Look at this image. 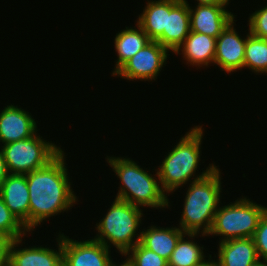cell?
<instances>
[{"label":"cell","instance_id":"cell-1","mask_svg":"<svg viewBox=\"0 0 267 266\" xmlns=\"http://www.w3.org/2000/svg\"><path fill=\"white\" fill-rule=\"evenodd\" d=\"M65 154L62 150L46 166L26 174L30 198L29 233L79 202L71 186Z\"/></svg>","mask_w":267,"mask_h":266},{"label":"cell","instance_id":"cell-2","mask_svg":"<svg viewBox=\"0 0 267 266\" xmlns=\"http://www.w3.org/2000/svg\"><path fill=\"white\" fill-rule=\"evenodd\" d=\"M203 131L204 128L202 129L201 125H194L184 136H181L179 142L160 162L157 168L159 181L162 190L168 193V196L169 193H174L178 188L184 187V184L208 176L217 167L215 163H211L202 173L196 174V170L201 165L199 163H201Z\"/></svg>","mask_w":267,"mask_h":266},{"label":"cell","instance_id":"cell-3","mask_svg":"<svg viewBox=\"0 0 267 266\" xmlns=\"http://www.w3.org/2000/svg\"><path fill=\"white\" fill-rule=\"evenodd\" d=\"M105 159L121 183L115 198L142 209L170 208L168 194L161 188L157 169L152 175L149 169H143L130 158L107 156Z\"/></svg>","mask_w":267,"mask_h":266},{"label":"cell","instance_id":"cell-4","mask_svg":"<svg viewBox=\"0 0 267 266\" xmlns=\"http://www.w3.org/2000/svg\"><path fill=\"white\" fill-rule=\"evenodd\" d=\"M218 167L208 176L189 183L178 225L185 233L201 232L202 237H207L211 231L222 197V173Z\"/></svg>","mask_w":267,"mask_h":266},{"label":"cell","instance_id":"cell-5","mask_svg":"<svg viewBox=\"0 0 267 266\" xmlns=\"http://www.w3.org/2000/svg\"><path fill=\"white\" fill-rule=\"evenodd\" d=\"M144 215L143 209L115 198L104 217L96 222L97 234L92 239L101 242L108 249L114 246L117 253L124 256L140 242L141 230L138 228Z\"/></svg>","mask_w":267,"mask_h":266},{"label":"cell","instance_id":"cell-6","mask_svg":"<svg viewBox=\"0 0 267 266\" xmlns=\"http://www.w3.org/2000/svg\"><path fill=\"white\" fill-rule=\"evenodd\" d=\"M266 209L267 206L253 202L245 196L219 206L207 236H221L219 243L231 239L252 238Z\"/></svg>","mask_w":267,"mask_h":266},{"label":"cell","instance_id":"cell-7","mask_svg":"<svg viewBox=\"0 0 267 266\" xmlns=\"http://www.w3.org/2000/svg\"><path fill=\"white\" fill-rule=\"evenodd\" d=\"M9 174L26 175L46 166L61 151L55 142L46 141L38 132L26 139L0 146Z\"/></svg>","mask_w":267,"mask_h":266},{"label":"cell","instance_id":"cell-8","mask_svg":"<svg viewBox=\"0 0 267 266\" xmlns=\"http://www.w3.org/2000/svg\"><path fill=\"white\" fill-rule=\"evenodd\" d=\"M169 51L157 41H150L129 59L113 77L129 81H155L167 64Z\"/></svg>","mask_w":267,"mask_h":266},{"label":"cell","instance_id":"cell-9","mask_svg":"<svg viewBox=\"0 0 267 266\" xmlns=\"http://www.w3.org/2000/svg\"><path fill=\"white\" fill-rule=\"evenodd\" d=\"M63 266H116L111 249L93 239L74 240L62 233Z\"/></svg>","mask_w":267,"mask_h":266},{"label":"cell","instance_id":"cell-10","mask_svg":"<svg viewBox=\"0 0 267 266\" xmlns=\"http://www.w3.org/2000/svg\"><path fill=\"white\" fill-rule=\"evenodd\" d=\"M58 234L57 250L42 245L21 248L22 243L25 244L22 238L12 240L5 266H63L62 233Z\"/></svg>","mask_w":267,"mask_h":266},{"label":"cell","instance_id":"cell-11","mask_svg":"<svg viewBox=\"0 0 267 266\" xmlns=\"http://www.w3.org/2000/svg\"><path fill=\"white\" fill-rule=\"evenodd\" d=\"M234 21L237 20L233 19L216 38L214 65L228 74L243 69L245 45L250 35L249 29L245 37L239 35Z\"/></svg>","mask_w":267,"mask_h":266},{"label":"cell","instance_id":"cell-12","mask_svg":"<svg viewBox=\"0 0 267 266\" xmlns=\"http://www.w3.org/2000/svg\"><path fill=\"white\" fill-rule=\"evenodd\" d=\"M189 2L187 0H167L166 29L155 40L168 51H175L190 33Z\"/></svg>","mask_w":267,"mask_h":266},{"label":"cell","instance_id":"cell-13","mask_svg":"<svg viewBox=\"0 0 267 266\" xmlns=\"http://www.w3.org/2000/svg\"><path fill=\"white\" fill-rule=\"evenodd\" d=\"M228 5H189L191 31L217 38L237 16L226 9Z\"/></svg>","mask_w":267,"mask_h":266},{"label":"cell","instance_id":"cell-14","mask_svg":"<svg viewBox=\"0 0 267 266\" xmlns=\"http://www.w3.org/2000/svg\"><path fill=\"white\" fill-rule=\"evenodd\" d=\"M0 112V145L30 138L38 132V121L18 105H7Z\"/></svg>","mask_w":267,"mask_h":266},{"label":"cell","instance_id":"cell-15","mask_svg":"<svg viewBox=\"0 0 267 266\" xmlns=\"http://www.w3.org/2000/svg\"><path fill=\"white\" fill-rule=\"evenodd\" d=\"M0 195L9 210L29 231V189L26 175L9 174L0 187Z\"/></svg>","mask_w":267,"mask_h":266},{"label":"cell","instance_id":"cell-16","mask_svg":"<svg viewBox=\"0 0 267 266\" xmlns=\"http://www.w3.org/2000/svg\"><path fill=\"white\" fill-rule=\"evenodd\" d=\"M215 51L216 38L190 31L174 54L182 55V60H185L186 64L200 69V67L208 68L210 64H214Z\"/></svg>","mask_w":267,"mask_h":266},{"label":"cell","instance_id":"cell-17","mask_svg":"<svg viewBox=\"0 0 267 266\" xmlns=\"http://www.w3.org/2000/svg\"><path fill=\"white\" fill-rule=\"evenodd\" d=\"M218 245V266H251L259 260L253 238L231 239Z\"/></svg>","mask_w":267,"mask_h":266},{"label":"cell","instance_id":"cell-18","mask_svg":"<svg viewBox=\"0 0 267 266\" xmlns=\"http://www.w3.org/2000/svg\"><path fill=\"white\" fill-rule=\"evenodd\" d=\"M184 234L186 233L179 226L162 228L151 224L147 229H142L140 243L168 261Z\"/></svg>","mask_w":267,"mask_h":266},{"label":"cell","instance_id":"cell-19","mask_svg":"<svg viewBox=\"0 0 267 266\" xmlns=\"http://www.w3.org/2000/svg\"><path fill=\"white\" fill-rule=\"evenodd\" d=\"M135 25L134 27L125 26V29L118 31L114 37L117 60L111 76L151 41L142 28L137 23Z\"/></svg>","mask_w":267,"mask_h":266},{"label":"cell","instance_id":"cell-20","mask_svg":"<svg viewBox=\"0 0 267 266\" xmlns=\"http://www.w3.org/2000/svg\"><path fill=\"white\" fill-rule=\"evenodd\" d=\"M135 22L150 40L155 41L166 29L167 0H147L146 6Z\"/></svg>","mask_w":267,"mask_h":266},{"label":"cell","instance_id":"cell-21","mask_svg":"<svg viewBox=\"0 0 267 266\" xmlns=\"http://www.w3.org/2000/svg\"><path fill=\"white\" fill-rule=\"evenodd\" d=\"M200 234H184L177 242L176 248L168 260V266H199L203 264L206 261L205 258L208 257L204 255V245L200 246L196 241H193L201 236Z\"/></svg>","mask_w":267,"mask_h":266},{"label":"cell","instance_id":"cell-22","mask_svg":"<svg viewBox=\"0 0 267 266\" xmlns=\"http://www.w3.org/2000/svg\"><path fill=\"white\" fill-rule=\"evenodd\" d=\"M243 68L251 70L256 75H267V39L251 34L247 37Z\"/></svg>","mask_w":267,"mask_h":266},{"label":"cell","instance_id":"cell-23","mask_svg":"<svg viewBox=\"0 0 267 266\" xmlns=\"http://www.w3.org/2000/svg\"><path fill=\"white\" fill-rule=\"evenodd\" d=\"M123 262L126 266H168V261L154 251L144 247L140 242L130 249Z\"/></svg>","mask_w":267,"mask_h":266},{"label":"cell","instance_id":"cell-24","mask_svg":"<svg viewBox=\"0 0 267 266\" xmlns=\"http://www.w3.org/2000/svg\"><path fill=\"white\" fill-rule=\"evenodd\" d=\"M0 231L7 234L12 240L28 237L29 231L9 210L0 195ZM28 232V233H27Z\"/></svg>","mask_w":267,"mask_h":266},{"label":"cell","instance_id":"cell-25","mask_svg":"<svg viewBox=\"0 0 267 266\" xmlns=\"http://www.w3.org/2000/svg\"><path fill=\"white\" fill-rule=\"evenodd\" d=\"M248 24L251 35L267 39V5L249 14Z\"/></svg>","mask_w":267,"mask_h":266},{"label":"cell","instance_id":"cell-26","mask_svg":"<svg viewBox=\"0 0 267 266\" xmlns=\"http://www.w3.org/2000/svg\"><path fill=\"white\" fill-rule=\"evenodd\" d=\"M259 260L267 261V209L263 213L252 237Z\"/></svg>","mask_w":267,"mask_h":266},{"label":"cell","instance_id":"cell-27","mask_svg":"<svg viewBox=\"0 0 267 266\" xmlns=\"http://www.w3.org/2000/svg\"><path fill=\"white\" fill-rule=\"evenodd\" d=\"M12 239L0 231V266H5L8 259V250Z\"/></svg>","mask_w":267,"mask_h":266},{"label":"cell","instance_id":"cell-28","mask_svg":"<svg viewBox=\"0 0 267 266\" xmlns=\"http://www.w3.org/2000/svg\"><path fill=\"white\" fill-rule=\"evenodd\" d=\"M9 172L7 169L6 162L4 160L3 152L0 148V187L3 183V181L8 177Z\"/></svg>","mask_w":267,"mask_h":266},{"label":"cell","instance_id":"cell-29","mask_svg":"<svg viewBox=\"0 0 267 266\" xmlns=\"http://www.w3.org/2000/svg\"><path fill=\"white\" fill-rule=\"evenodd\" d=\"M195 5H215V4H229L230 0H195Z\"/></svg>","mask_w":267,"mask_h":266},{"label":"cell","instance_id":"cell-30","mask_svg":"<svg viewBox=\"0 0 267 266\" xmlns=\"http://www.w3.org/2000/svg\"><path fill=\"white\" fill-rule=\"evenodd\" d=\"M209 259H207L203 264L199 265V266H218L217 261L214 259H212L211 254H209Z\"/></svg>","mask_w":267,"mask_h":266},{"label":"cell","instance_id":"cell-31","mask_svg":"<svg viewBox=\"0 0 267 266\" xmlns=\"http://www.w3.org/2000/svg\"><path fill=\"white\" fill-rule=\"evenodd\" d=\"M251 266H267V261L258 260L256 263L252 264Z\"/></svg>","mask_w":267,"mask_h":266},{"label":"cell","instance_id":"cell-32","mask_svg":"<svg viewBox=\"0 0 267 266\" xmlns=\"http://www.w3.org/2000/svg\"><path fill=\"white\" fill-rule=\"evenodd\" d=\"M116 266H126L124 262L122 261L120 264H117Z\"/></svg>","mask_w":267,"mask_h":266}]
</instances>
